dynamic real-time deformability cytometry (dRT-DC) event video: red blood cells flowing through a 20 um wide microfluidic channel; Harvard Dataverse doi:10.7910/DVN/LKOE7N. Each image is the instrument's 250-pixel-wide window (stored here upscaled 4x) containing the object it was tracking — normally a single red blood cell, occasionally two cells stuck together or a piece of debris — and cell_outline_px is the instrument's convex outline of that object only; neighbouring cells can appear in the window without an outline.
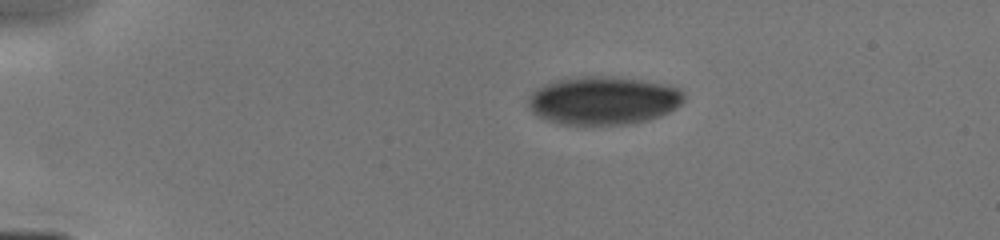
{"species": "human", "species_latin": "Homo sapiens", "temperature_condition": "cold", "stored_images_in_passage": 34, "camera_frame_rate_fps": 3000, "um_per_image_px": 0.085, "donor": {"sex": "male"}, "frame": {"image": 1, "passage_image": 1, "time_ms": 0.0, "image_size_px": [1000, 240], "cell_outline_px": [[684, 100], [676, 108], [660, 116], [648, 120], [628, 124], [560, 124], [548, 120], [532, 112], [528, 104], [528, 96], [536, 88], [556, 80], [580, 76], [612, 76], [640, 80], [664, 84], [680, 88], [684, 92]], "centroid_in_image_um": [51.29, 8.53], "position_along_channel_um": 33.7, "area_um2": 43.75}}
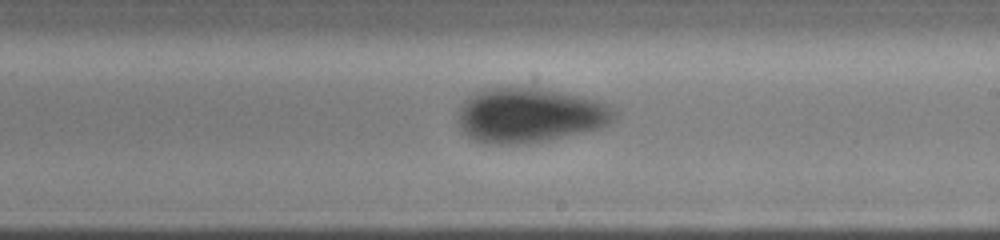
{"frame": {"image": 2, "passage_image": 18, "time_ms": 6.333, "image_size_px": [1000, 240], "cell_outline_px": [[620, 116], [608, 124], [600, 128], [548, 140], [516, 144], [496, 144], [476, 140], [468, 136], [464, 132], [460, 124], [456, 112], [460, 104], [468, 96], [480, 88], [536, 88], [580, 96], [596, 100], [608, 104], [616, 108]], "centroid_in_image_um": [45.03, 9.79], "position_along_channel_um": 244.0, "area_um2": 49.88}}
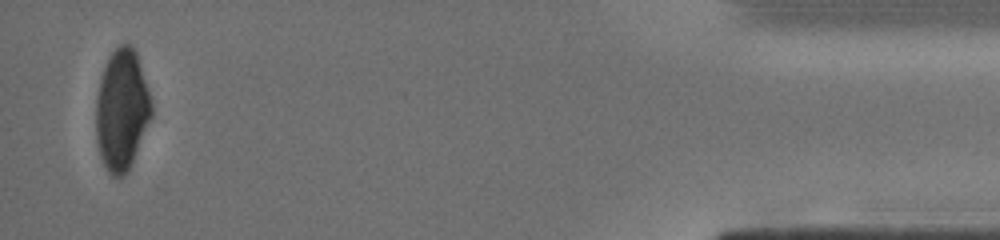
{"frame": {"image": 3, "passage_image": 34, "time_ms": 12.0, "image_size_px": [1000, 240], "cell_outline_px": [[152, 116], [132, 160], [124, 176], [112, 176], [108, 172], [100, 156], [96, 140], [96, 96], [100, 76], [108, 56], [120, 44], [132, 44], [136, 52], [152, 100]], "centroid_in_image_um": [10.34, 9.3], "position_along_channel_um": 424.9, "area_um2": 39.07}}